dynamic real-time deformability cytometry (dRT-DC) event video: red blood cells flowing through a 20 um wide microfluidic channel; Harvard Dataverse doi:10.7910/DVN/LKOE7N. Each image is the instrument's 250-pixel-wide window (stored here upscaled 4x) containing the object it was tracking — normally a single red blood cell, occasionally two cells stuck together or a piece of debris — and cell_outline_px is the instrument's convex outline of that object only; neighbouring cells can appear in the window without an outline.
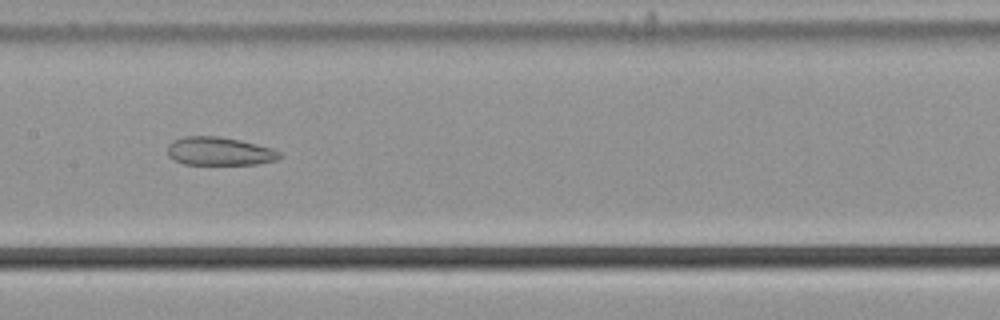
{"species": "common noctule bat (a hibernating species)", "species_latin": "Nyctalus noctula", "temperature_condition": "cold", "stored_images_in_passage": 55, "camera_frame_rate_fps": 3000, "um_per_image_px": 0.085, "animal": {"sex": "male", "body_mass_g": 21.5, "forearm_length_mm": 52.0}, "frame": {"image": 1, "passage_image": 28, "time_ms": 9.0, "image_size_px": [1000, 320], "cell_outline_px": [[284, 156], [276, 160], [256, 164], [184, 164], [168, 156], [168, 144], [172, 140], [184, 136], [220, 136], [240, 140], [272, 148], [280, 152]], "centroid_in_image_um": [18.66, 12.85], "position_along_channel_um": 188.7, "area_um2": 18.55}}
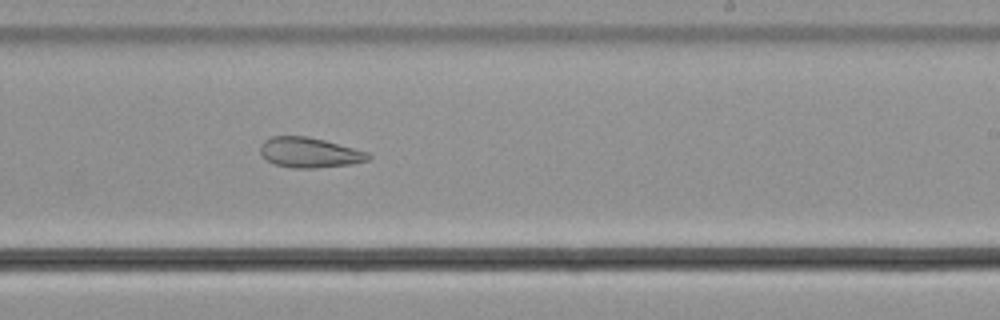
{"frame": {"image": 2, "passage_image": 34, "time_ms": 11.0, "image_size_px": [1000, 320], "cell_outline_px": [[372, 156], [368, 160], [352, 164], [316, 168], [292, 168], [276, 164], [268, 160], [260, 152], [260, 144], [264, 140], [272, 136], [304, 136], [324, 140], [368, 152]], "centroid_in_image_um": [26.31, 12.97], "position_along_channel_um": 262.7, "area_um2": 18.84}}
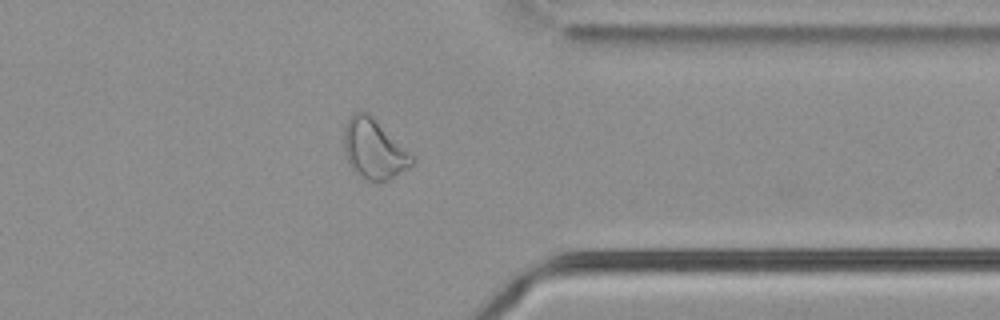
{"frame": {"image": 3, "passage_image": 44, "time_ms": 14.333, "image_size_px": [1000, 320], "cell_outline_px": [[416, 160], [408, 168], [388, 180], [380, 184], [368, 180], [356, 172], [348, 164], [344, 148], [344, 124], [356, 112], [368, 112]], "centroid_in_image_um": [31.76, 12.7], "position_along_channel_um": 379.6, "area_um2": 23.29}, "authors_computed_cell_mechanics": {"area_um2": 26.0678, "velocity_mm_per_s": 3.714, "shape_relaxation_time_tau1_ms": null, "shape_relaxation_time_tau2_ms": 3.265, "deformation_change_tau1": null, "deformation_change_tau2": 0.1019}}